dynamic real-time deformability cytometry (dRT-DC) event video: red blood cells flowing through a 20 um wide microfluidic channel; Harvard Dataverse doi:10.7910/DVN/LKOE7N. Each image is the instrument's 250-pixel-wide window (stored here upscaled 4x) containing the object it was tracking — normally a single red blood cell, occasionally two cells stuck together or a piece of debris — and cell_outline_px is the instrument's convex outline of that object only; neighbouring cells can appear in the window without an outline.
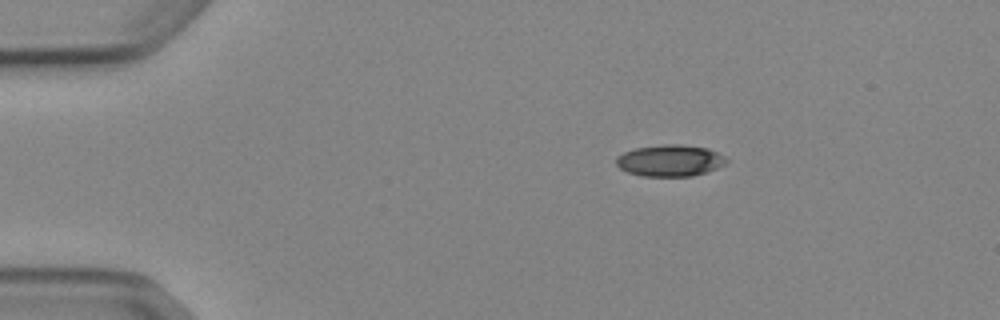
{"species": "Egyptian fruit bat (a non-hibernating species)", "species_latin": "Rousettus aegyptiacus", "temperature_condition": "cold", "stored_images_in_passage": 9, "camera_frame_rate_fps": 3000, "um_per_image_px": 0.085, "animal": {"sex": "female"}, "frame": {"image": 1, "passage_image": 1, "time_ms": 0.0, "image_size_px": [1000, 320], "cell_outline_px": [[728, 160], [724, 164], [708, 172], [692, 176], [640, 176], [628, 172], [620, 168], [616, 164], [616, 156], [624, 152], [636, 148], [664, 144], [680, 144], [708, 148], [724, 156]], "centroid_in_image_um": [56.94, 13.65], "position_along_channel_um": 28.1, "area_um2": 20.29}}